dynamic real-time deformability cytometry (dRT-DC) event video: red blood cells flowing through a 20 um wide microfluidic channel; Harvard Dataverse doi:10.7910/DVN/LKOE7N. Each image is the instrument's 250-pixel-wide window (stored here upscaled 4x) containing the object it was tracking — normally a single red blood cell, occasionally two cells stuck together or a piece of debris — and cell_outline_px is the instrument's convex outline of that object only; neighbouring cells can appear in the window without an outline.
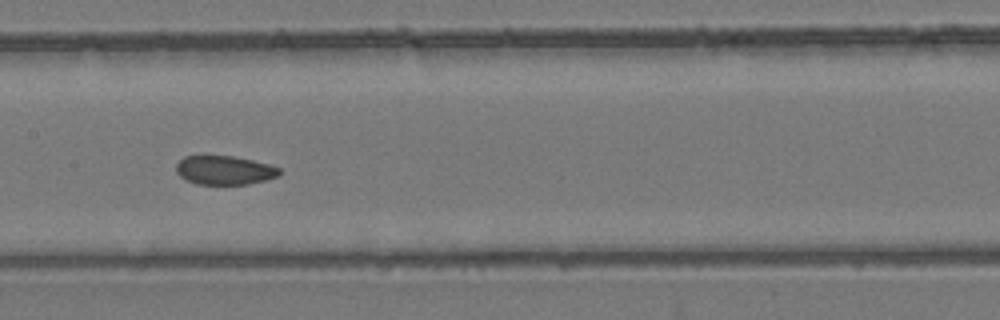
{"species": "common noctule bat (a hibernating species)", "species_latin": "Nyctalus noctula", "temperature_condition": "room temperature", "stored_images_in_passage": 10, "camera_frame_rate_fps": 3000, "um_per_image_px": 0.085, "animal": {"sex": "female", "body_mass_g": 24.6, "forearm_length_mm": 56.2}, "frame": {"image": 1, "passage_image": 8, "time_ms": 8.667, "image_size_px": [1000, 320], "cell_outline_px": [[280, 176], [248, 184], [196, 184], [180, 176], [176, 172], [176, 164], [184, 156], [232, 156], [252, 160], [268, 164], [280, 168]], "centroid_in_image_um": [19.08, 14.47], "position_along_channel_um": 188.3, "area_um2": 17.28}}
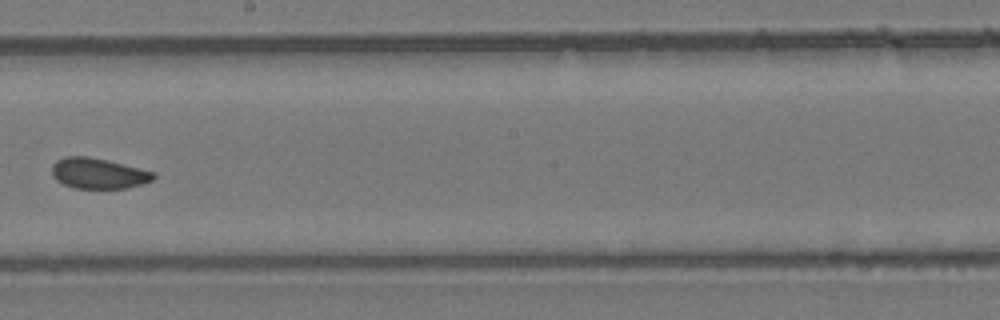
{"frame": {"image": 2, "passage_image": 9, "time_ms": 10.0, "image_size_px": [1000, 320], "cell_outline_px": [[156, 176], [152, 180], [128, 188], [76, 188], [64, 184], [56, 180], [52, 176], [52, 164], [56, 160], [64, 156], [88, 156], [108, 160], [156, 172]], "centroid_in_image_um": [8.35, 14.72], "position_along_channel_um": 239.9, "area_um2": 18.21}}
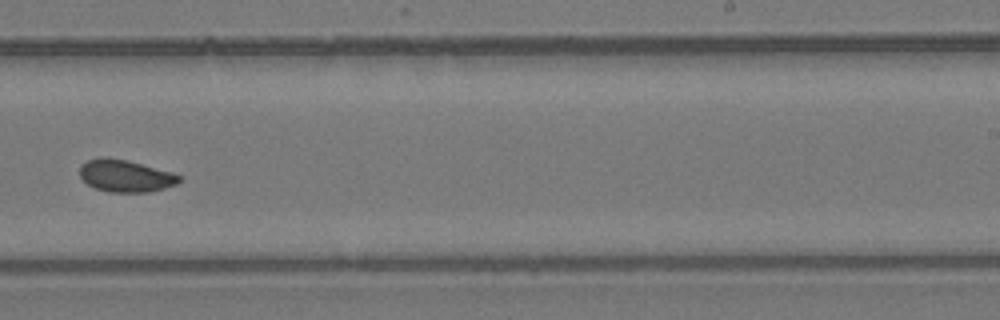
{"frame": {"image": 3, "passage_image": 10, "time_ms": 11.0, "image_size_px": [1000, 320], "cell_outline_px": [[180, 180], [176, 184], [164, 188], [148, 192], [108, 192], [96, 188], [88, 184], [80, 176], [80, 164], [88, 160], [100, 156], [108, 156], [172, 172], [180, 176]], "centroid_in_image_um": [10.62, 14.94], "position_along_channel_um": 278.4, "area_um2": 18.5}}